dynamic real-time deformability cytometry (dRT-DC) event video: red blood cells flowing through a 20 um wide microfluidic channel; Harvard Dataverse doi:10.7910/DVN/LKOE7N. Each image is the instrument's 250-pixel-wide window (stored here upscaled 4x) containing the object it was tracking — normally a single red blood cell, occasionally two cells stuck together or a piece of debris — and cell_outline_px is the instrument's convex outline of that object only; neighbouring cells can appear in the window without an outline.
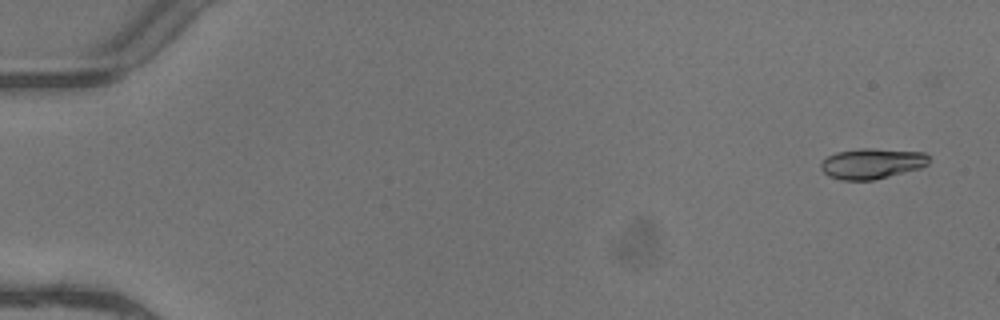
{"species": "common noctule bat (a hibernating species)", "species_latin": "Nyctalus noctula", "temperature_condition": "warm", "stored_images_in_passage": 6, "segment_of_instrument_passage": [2, 2], "camera_frame_rate_fps": 3000, "um_per_image_px": 0.085, "animal": {"sex": "female"}, "frame": {"image": 1, "passage_image": 6, "time_ms": 1.667, "image_size_px": [1000, 320], "cell_outline_px": [[928, 164], [920, 168], [872, 180], [840, 180], [828, 176], [820, 168], [820, 164], [828, 156], [836, 152], [860, 148], [872, 148], [924, 152], [928, 156]], "centroid_in_image_um": [74.09, 13.89], "position_along_channel_um": 10.9, "area_um2": 19.13}}